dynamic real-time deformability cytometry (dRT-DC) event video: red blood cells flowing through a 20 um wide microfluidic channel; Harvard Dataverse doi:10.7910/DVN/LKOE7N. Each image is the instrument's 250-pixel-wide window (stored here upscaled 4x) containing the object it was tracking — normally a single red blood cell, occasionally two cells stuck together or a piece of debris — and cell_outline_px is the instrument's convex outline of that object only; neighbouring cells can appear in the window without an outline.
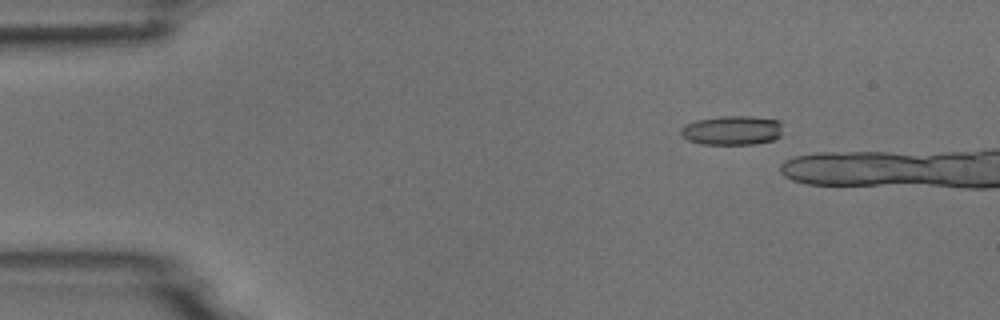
{"species": "common noctule bat (a hibernating species)", "species_latin": "Nyctalus noctula", "temperature_condition": "room temperature", "stored_images_in_passage": 6, "camera_frame_rate_fps": 3000, "um_per_image_px": 0.085, "animal": {"sex": "male", "body_mass_g": 18.8}, "frame": {"image": 1, "passage_image": 2, "time_ms": 2.0, "image_size_px": [1000, 320], "cell_outline_px": [[780, 136], [772, 140], [756, 144], [700, 144], [688, 140], [680, 136], [680, 128], [684, 124], [696, 120], [720, 116], [752, 116], [780, 120]], "centroid_in_image_um": [62.17, 11.07], "position_along_channel_um": 22.8, "area_um2": 17.57}}